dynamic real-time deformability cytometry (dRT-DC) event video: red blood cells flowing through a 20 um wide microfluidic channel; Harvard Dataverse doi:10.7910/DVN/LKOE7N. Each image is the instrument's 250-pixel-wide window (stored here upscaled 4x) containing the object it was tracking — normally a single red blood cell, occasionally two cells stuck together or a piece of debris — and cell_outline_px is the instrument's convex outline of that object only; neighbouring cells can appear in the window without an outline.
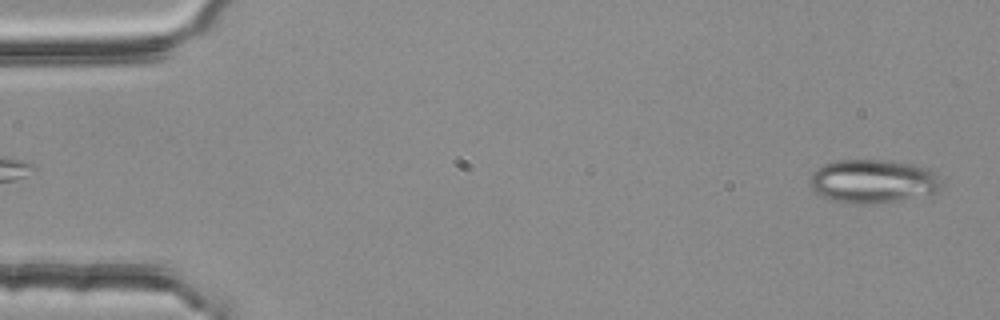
{"species": "common noctule bat (a hibernating species)", "species_latin": "Nyctalus noctula", "temperature_condition": "room temperature", "stored_images_in_passage": 54, "camera_frame_rate_fps": 3000, "um_per_image_px": 0.085, "animal": {"sex": "female", "body_mass_g": 25.1}, "frame": {"image": 1, "passage_image": 2, "time_ms": 0.333, "image_size_px": [1000, 320], "cell_outline_px": [[944, 180], [940, 188], [936, 192], [896, 200], [864, 204], [844, 204], [828, 200], [816, 192], [812, 188], [808, 180], [812, 172], [824, 164], [836, 160], [888, 160], [912, 164], [924, 168], [932, 172]], "centroid_in_image_um": [74.14, 15.41], "position_along_channel_um": 10.9, "area_um2": 33.41}}
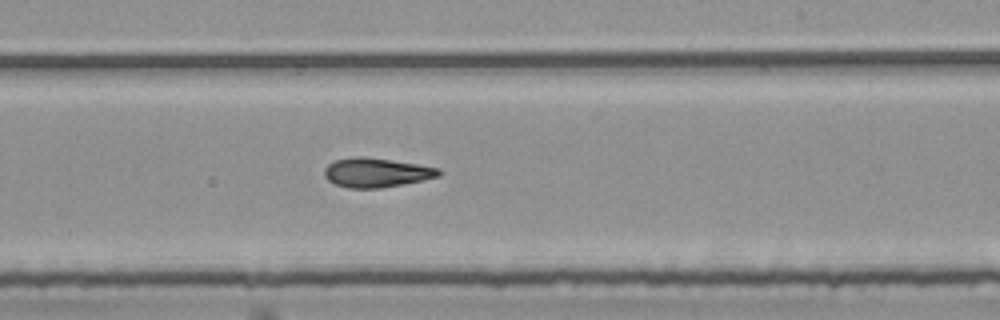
{"frame": {"image": 2, "passage_image": 32, "time_ms": 10.333, "image_size_px": [1000, 320], "cell_outline_px": [[440, 176], [424, 180], [404, 184], [380, 188], [348, 188], [336, 184], [328, 180], [324, 176], [324, 168], [328, 164], [336, 160], [388, 160], [416, 164], [440, 168]], "centroid_in_image_um": [32.04, 14.73], "position_along_channel_um": 257.0, "area_um2": 18.55}}
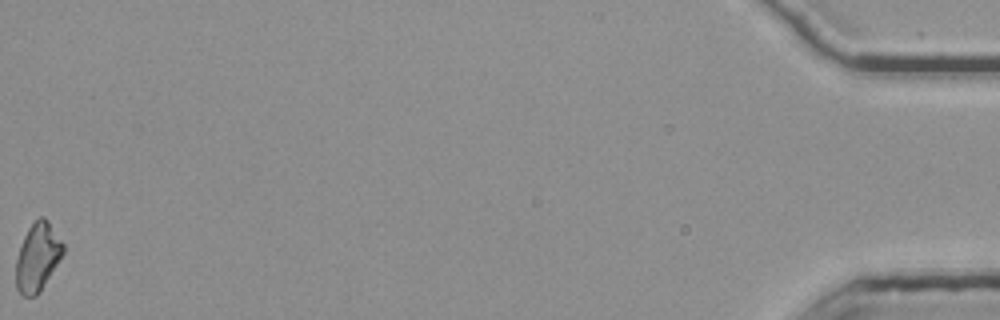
{"frame": {"image": 3, "passage_image": 54, "time_ms": 17.667, "image_size_px": [1000, 320], "cell_outline_px": [[64, 252], [40, 292], [36, 296], [20, 296], [16, 288], [16, 260], [20, 244], [28, 228], [40, 216], [44, 216], [48, 220], [64, 244]], "centroid_in_image_um": [3.18, 21.86], "position_along_channel_um": 432.0, "area_um2": 18.79}, "authors_computed_cell_mechanics": {"area_um2": 19.1318, "velocity_mm_per_s": 3.7978, "shape_relaxation_time_tau1_ms": null, "shape_relaxation_time_tau2_ms": 4.7631, "deformation_change_tau1": null, "deformation_change_tau2": 0.1303}}